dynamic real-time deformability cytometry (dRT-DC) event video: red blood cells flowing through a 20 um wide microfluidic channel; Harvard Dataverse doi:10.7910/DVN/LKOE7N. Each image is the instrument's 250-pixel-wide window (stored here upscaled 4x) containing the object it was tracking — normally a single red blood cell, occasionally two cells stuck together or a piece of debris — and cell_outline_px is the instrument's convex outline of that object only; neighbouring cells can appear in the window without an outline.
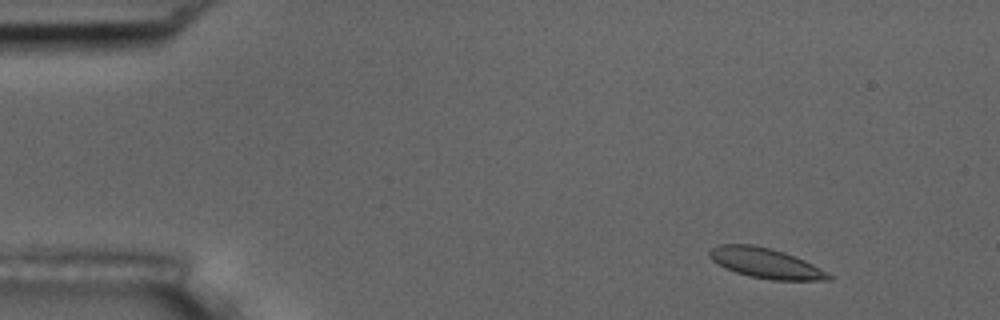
{"species": "common noctule bat (a hibernating species)", "species_latin": "Nyctalus noctula", "temperature_condition": "room temperature", "stored_images_in_passage": 4, "camera_frame_rate_fps": 3000, "um_per_image_px": 0.085, "animal": {"sex": "male", "body_mass_g": 17.5, "forearm_length_mm": 52.3}, "frame": {"image": 1, "passage_image": 2, "time_ms": 1.0, "image_size_px": [1000, 320], "cell_outline_px": [[832, 280], [772, 280], [748, 276], [724, 268], [712, 260], [708, 256], [708, 252], [712, 248], [720, 244], [752, 244], [784, 252], [804, 260], [812, 264], [832, 276]], "centroid_in_image_um": [65.03, 22.37], "position_along_channel_um": 20.0, "area_um2": 20.75}}